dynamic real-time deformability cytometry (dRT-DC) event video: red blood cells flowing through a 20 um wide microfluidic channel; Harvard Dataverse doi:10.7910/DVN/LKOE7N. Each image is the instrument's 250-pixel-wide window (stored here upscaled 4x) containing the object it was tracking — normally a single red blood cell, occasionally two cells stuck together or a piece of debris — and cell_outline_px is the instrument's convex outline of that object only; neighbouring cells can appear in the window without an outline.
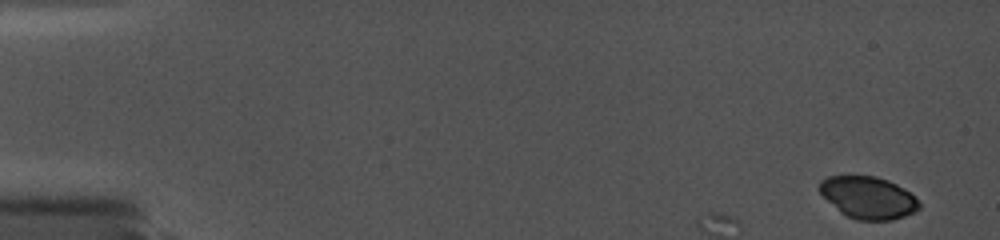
{"species": "common noctule bat (a hibernating species)", "species_latin": "Nyctalus noctula", "temperature_condition": "cold", "stored_images_in_passage": 7, "camera_frame_rate_fps": 5000, "um_per_image_px": 0.085, "animal": {"sex": "female", "body_mass_g": 19.0, "forearm_length_mm": 56.7}, "frame": {"image": 1, "passage_image": 1, "time_ms": 0.0, "image_size_px": [1000, 240], "cell_outline_px": [[920, 208], [904, 216], [892, 220], [856, 220], [840, 212], [820, 192], [820, 180], [828, 176], [876, 176], [888, 180], [904, 188], [920, 204]], "centroid_in_image_um": [73.78, 16.79], "position_along_channel_um": 11.2, "area_um2": 24.1}}